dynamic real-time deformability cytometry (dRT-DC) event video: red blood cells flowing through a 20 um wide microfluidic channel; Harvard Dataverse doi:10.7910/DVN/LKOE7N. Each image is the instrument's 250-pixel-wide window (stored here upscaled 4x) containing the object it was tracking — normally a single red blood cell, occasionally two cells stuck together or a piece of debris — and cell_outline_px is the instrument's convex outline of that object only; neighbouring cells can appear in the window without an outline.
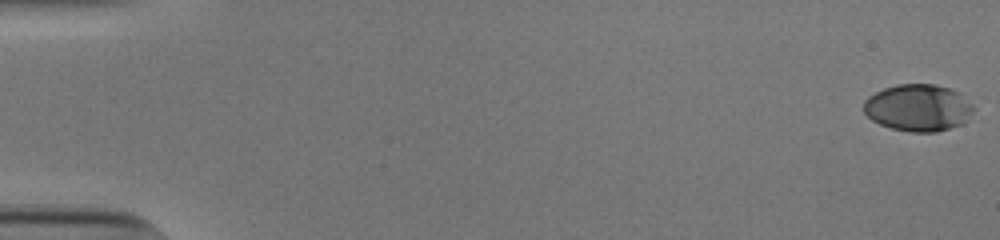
{"species": "human", "species_latin": "Homo sapiens", "temperature_condition": "cold", "stored_images_in_passage": 54, "camera_frame_rate_fps": 3000, "um_per_image_px": 0.085, "donor": {"sex": "male"}, "frame": {"image": 1, "passage_image": 1, "time_ms": 0.0, "image_size_px": [1000, 240], "cell_outline_px": [[976, 108], [960, 124], [936, 132], [912, 132], [892, 128], [880, 124], [872, 120], [864, 112], [864, 100], [868, 96], [884, 88], [896, 84], [932, 84], [948, 88], [960, 92]], "centroid_in_image_um": [78.03, 9.14], "position_along_channel_um": 7.0, "area_um2": 29.88}}
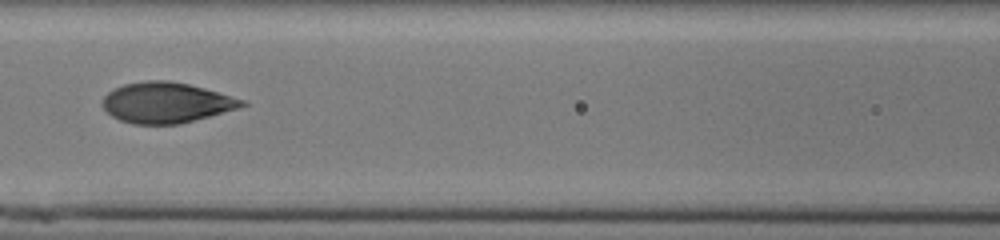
{"frame": {"image": 2, "passage_image": 26, "time_ms": 8.333, "image_size_px": [1000, 240], "cell_outline_px": [[248, 104], [236, 108], [180, 124], [132, 124], [120, 120], [112, 116], [104, 108], [104, 96], [108, 92], [124, 84], [148, 80], [168, 80], [188, 84], [204, 88], [244, 100]], "centroid_in_image_um": [14.11, 8.72], "position_along_channel_um": 152.5, "area_um2": 32.43}}
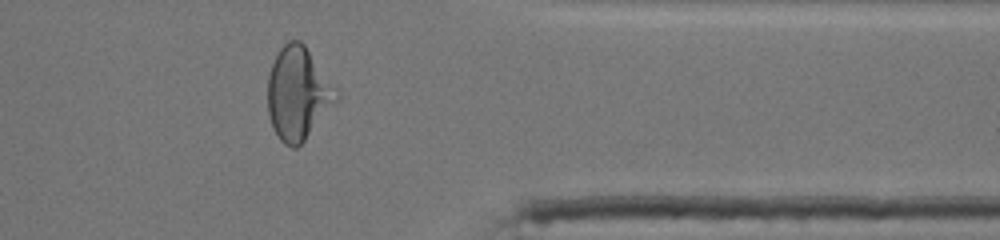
{"frame": {"image": 3, "passage_image": 45, "time_ms": 14.667, "image_size_px": [1000, 240], "cell_outline_px": [[340, 96], [304, 140], [296, 148], [292, 148], [284, 144], [280, 140], [272, 128], [268, 112], [268, 76], [272, 64], [280, 48], [288, 40], [300, 40], [304, 44], [336, 88]], "centroid_in_image_um": [25.3, 7.94], "position_along_channel_um": 386.1, "area_um2": 36.65}, "authors_computed_cell_mechanics": {"area_um2": 32.6859, "velocity_mm_per_s": 3.8718, "shape_relaxation_time_tau1_ms": 5.9727, "shape_relaxation_time_tau2_ms": null, "deformation_change_tau1": 0.2125, "deformation_change_tau2": null}}